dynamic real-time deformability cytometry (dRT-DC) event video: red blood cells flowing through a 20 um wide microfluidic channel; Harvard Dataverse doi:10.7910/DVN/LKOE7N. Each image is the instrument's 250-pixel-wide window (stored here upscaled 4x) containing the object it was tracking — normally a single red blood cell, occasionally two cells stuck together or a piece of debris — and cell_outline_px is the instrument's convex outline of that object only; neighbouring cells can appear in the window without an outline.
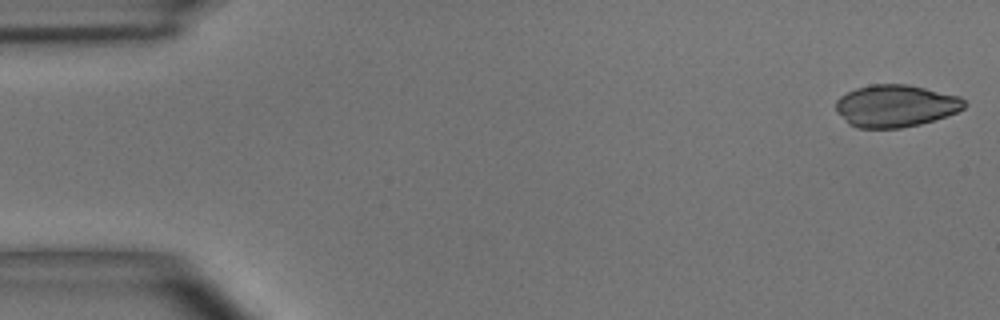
{"species": "common noctule bat (a hibernating species)", "species_latin": "Nyctalus noctula", "temperature_condition": "room temperature", "stored_images_in_passage": 6, "camera_frame_rate_fps": 3000, "um_per_image_px": 0.085, "animal": {"sex": "male", "body_mass_g": 15.6}, "frame": {"image": 1, "passage_image": 1, "time_ms": 0.0, "image_size_px": [1000, 320], "cell_outline_px": [[968, 104], [964, 108], [956, 112], [920, 124], [900, 128], [856, 128], [848, 124], [836, 112], [836, 100], [840, 96], [856, 88], [872, 84], [908, 84], [960, 96]], "centroid_in_image_um": [76.1, 9.0], "position_along_channel_um": 8.9, "area_um2": 31.67}}